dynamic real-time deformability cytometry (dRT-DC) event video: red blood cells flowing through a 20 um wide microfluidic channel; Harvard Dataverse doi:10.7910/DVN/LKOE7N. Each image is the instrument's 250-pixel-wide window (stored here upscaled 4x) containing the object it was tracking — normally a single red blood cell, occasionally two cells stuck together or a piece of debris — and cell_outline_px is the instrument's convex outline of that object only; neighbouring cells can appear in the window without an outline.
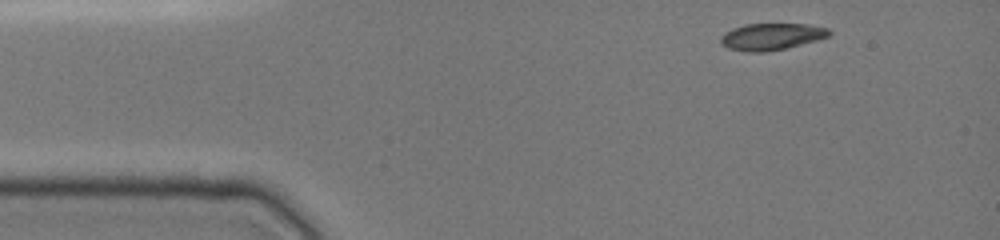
{"species": "common noctule bat (a hibernating species)", "species_latin": "Nyctalus noctula", "temperature_condition": "cold", "stored_images_in_passage": 38, "camera_frame_rate_fps": 3000, "um_per_image_px": 0.085, "animal": {"sex": "female", "body_mass_g": 19.0, "forearm_length_mm": 51.5}, "frame": {"image": 1, "passage_image": 1, "time_ms": 0.0, "image_size_px": [1000, 240], "cell_outline_px": [[832, 32], [828, 36], [816, 40], [788, 48], [764, 52], [748, 52], [728, 48], [720, 44], [720, 36], [724, 32], [732, 28], [744, 24], [808, 24], [828, 28]], "centroid_in_image_um": [65.54, 3.11], "position_along_channel_um": 19.5, "area_um2": 17.05}}
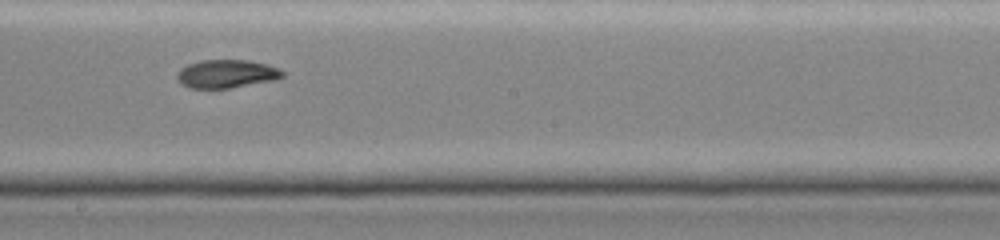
{"frame": {"image": 2, "passage_image": 22, "time_ms": 7.0, "image_size_px": [1000, 240], "cell_outline_px": [[284, 76], [276, 80], [228, 88], [188, 88], [180, 84], [176, 80], [176, 76], [180, 68], [188, 64], [200, 60], [248, 60], [268, 64], [280, 68], [284, 72]], "centroid_in_image_um": [19.25, 6.27], "position_along_channel_um": 229.0, "area_um2": 17.63}}
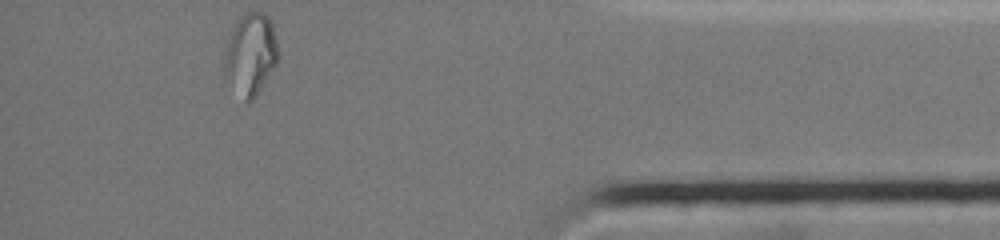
{"frame": {"image": 3, "passage_image": 38, "time_ms": 12.333, "image_size_px": [1000, 240], "cell_outline_px": [[280, 56], [276, 64], [256, 96], [248, 104], [224, 80], [224, 52], [232, 24], [244, 12], [264, 12], [268, 16], [272, 24]], "centroid_in_image_um": [21.27, 4.61], "position_along_channel_um": 413.9, "area_um2": 26.24}, "authors_computed_cell_mechanics": {"area_um2": 17.8024, "velocity_mm_per_s": 3.9947, "shape_relaxation_time_tau1_ms": null, "shape_relaxation_time_tau2_ms": 1.7464, "deformation_change_tau1": null, "deformation_change_tau2": 0.0465}}